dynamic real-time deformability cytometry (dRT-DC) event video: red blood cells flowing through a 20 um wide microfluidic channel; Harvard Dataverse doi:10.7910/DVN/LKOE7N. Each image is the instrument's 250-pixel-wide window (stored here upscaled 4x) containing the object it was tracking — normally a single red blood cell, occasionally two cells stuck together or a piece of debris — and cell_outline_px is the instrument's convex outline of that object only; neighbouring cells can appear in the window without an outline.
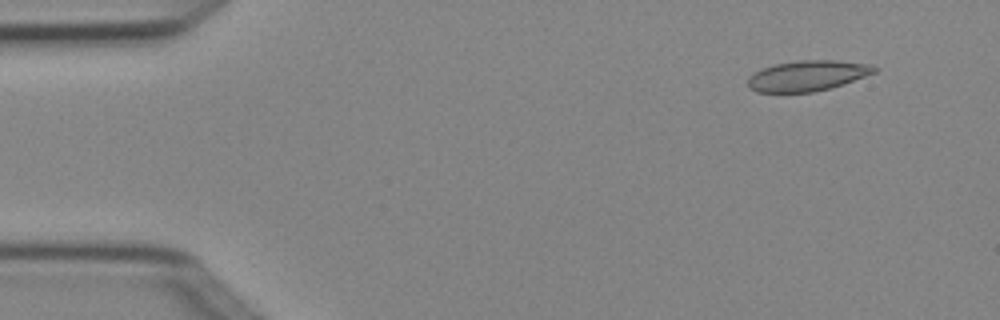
{"species": "Egyptian fruit bat (a non-hibernating species)", "species_latin": "Rousettus aegyptiacus", "temperature_condition": "cold", "stored_images_in_passage": 5, "camera_frame_rate_fps": 3000, "um_per_image_px": 0.085, "animal": {"sex": "female"}, "frame": {"image": 1, "passage_image": 1, "time_ms": 0.0, "image_size_px": [1000, 320], "cell_outline_px": [[880, 68], [876, 72], [832, 88], [812, 92], [756, 92], [748, 88], [748, 76], [772, 64], [800, 60], [836, 60], [872, 64]], "centroid_in_image_um": [68.66, 6.43], "position_along_channel_um": 16.3, "area_um2": 22.66}}